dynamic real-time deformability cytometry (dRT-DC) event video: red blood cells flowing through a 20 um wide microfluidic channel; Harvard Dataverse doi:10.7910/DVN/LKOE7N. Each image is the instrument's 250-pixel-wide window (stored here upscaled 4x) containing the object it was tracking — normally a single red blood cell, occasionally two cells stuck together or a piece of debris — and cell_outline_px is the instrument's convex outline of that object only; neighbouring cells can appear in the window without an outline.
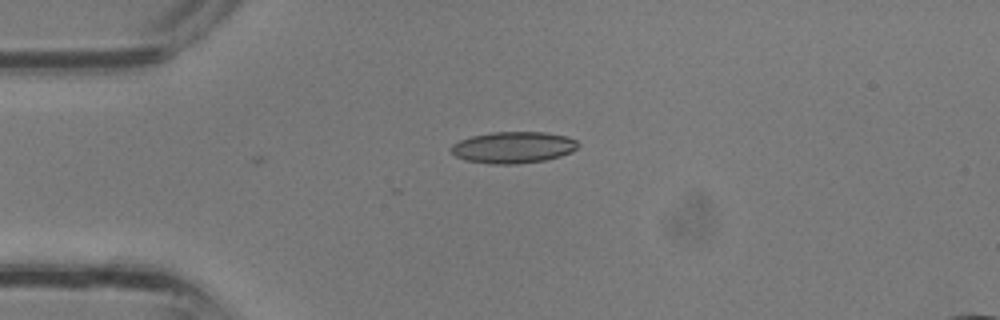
{"species": "common noctule bat (a hibernating species)", "species_latin": "Nyctalus noctula", "temperature_condition": "room temperature", "stored_images_in_passage": 18, "camera_frame_rate_fps": 3000, "um_per_image_px": 0.085, "animal": {"sex": "male", "body_mass_g": 13.3}, "frame": {"image": 1, "passage_image": 1, "time_ms": 0.0, "image_size_px": [1000, 320], "cell_outline_px": [[580, 144], [572, 152], [560, 156], [544, 160], [516, 164], [492, 164], [464, 160], [456, 156], [452, 152], [452, 144], [460, 140], [472, 136], [492, 132], [544, 132], [568, 136], [576, 140]], "centroid_in_image_um": [43.65, 12.52], "position_along_channel_um": 41.4, "area_um2": 23.29}}
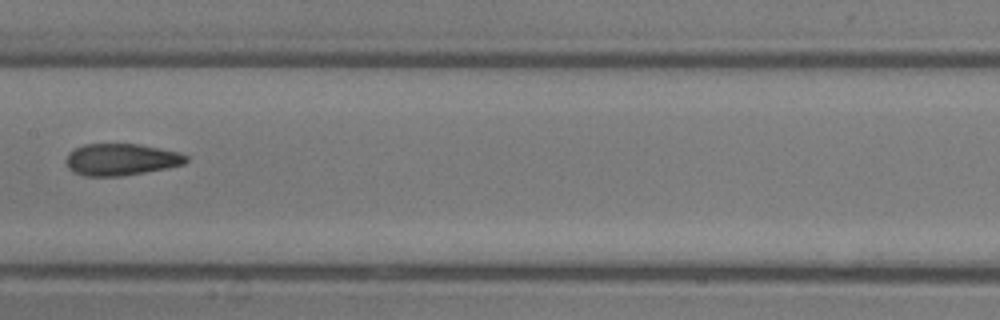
{"frame": {"image": 2, "passage_image": 10, "time_ms": 3.0, "image_size_px": [1000, 320], "cell_outline_px": [[188, 160], [184, 164], [168, 168], [120, 176], [84, 176], [72, 172], [68, 168], [64, 160], [68, 152], [84, 144], [140, 144], [180, 152], [188, 156]], "centroid_in_image_um": [10.28, 13.56], "position_along_channel_um": 197.1, "area_um2": 22.48}}
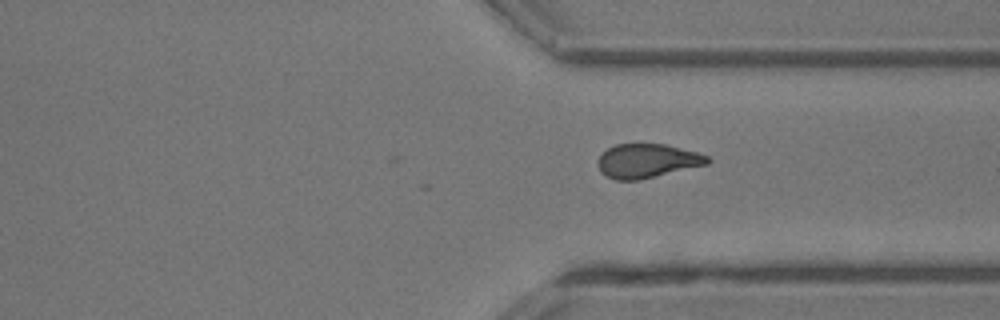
{"frame": {"image": 3, "passage_image": 18, "time_ms": 5.667, "image_size_px": [1000, 320], "cell_outline_px": [[712, 160], [708, 164], [636, 180], [616, 180], [600, 172], [596, 160], [608, 148], [616, 144], [664, 144], [696, 152], [708, 156]], "centroid_in_image_um": [54.99, 13.67], "position_along_channel_um": 356.4, "area_um2": 21.44}}